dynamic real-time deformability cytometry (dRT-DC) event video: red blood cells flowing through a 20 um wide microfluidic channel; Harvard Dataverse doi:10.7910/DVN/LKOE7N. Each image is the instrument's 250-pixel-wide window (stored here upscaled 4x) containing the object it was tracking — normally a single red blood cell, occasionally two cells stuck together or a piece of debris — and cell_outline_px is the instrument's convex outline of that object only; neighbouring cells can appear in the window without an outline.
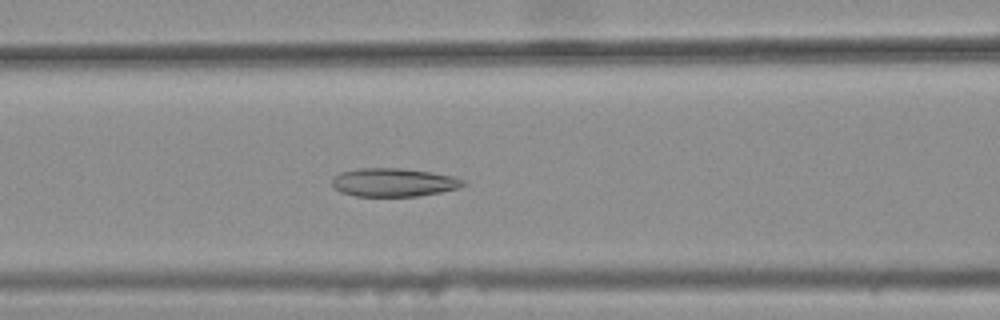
{"species": "common noctule bat (a hibernating species)", "species_latin": "Nyctalus noctula", "temperature_condition": "warm", "stored_images_in_passage": 43, "camera_frame_rate_fps": 3000, "um_per_image_px": 0.085, "animal": {"sex": "female", "body_mass_g": 25.1}, "frame": {"image": 1, "passage_image": 21, "time_ms": 6.667, "image_size_px": [1000, 320], "cell_outline_px": [[468, 184], [460, 188], [440, 192], [416, 196], [356, 196], [340, 192], [332, 184], [332, 176], [340, 172], [356, 168], [400, 168], [432, 172], [456, 176], [464, 180]], "centroid_in_image_um": [33.48, 15.49], "position_along_channel_um": 133.1, "area_um2": 21.96}}
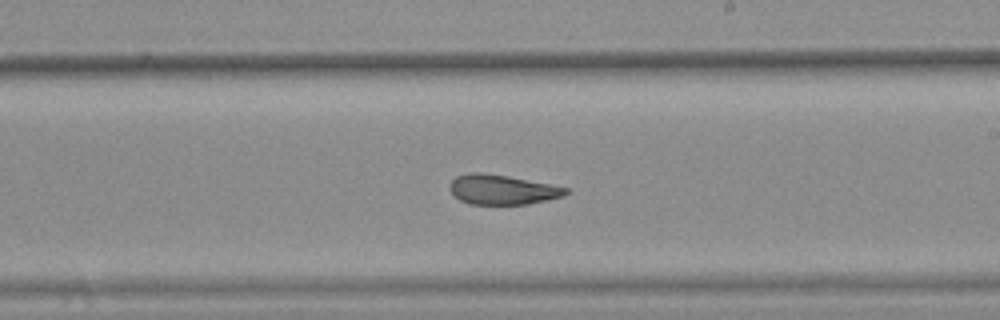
{"frame": {"image": 2, "passage_image": 30, "time_ms": 9.667, "image_size_px": [1000, 320], "cell_outline_px": [[568, 192], [564, 196], [528, 204], [468, 204], [452, 196], [448, 188], [448, 184], [456, 176], [468, 172], [480, 172], [508, 176], [568, 188]], "centroid_in_image_um": [42.61, 16.12], "position_along_channel_um": 246.4, "area_um2": 20.23}}
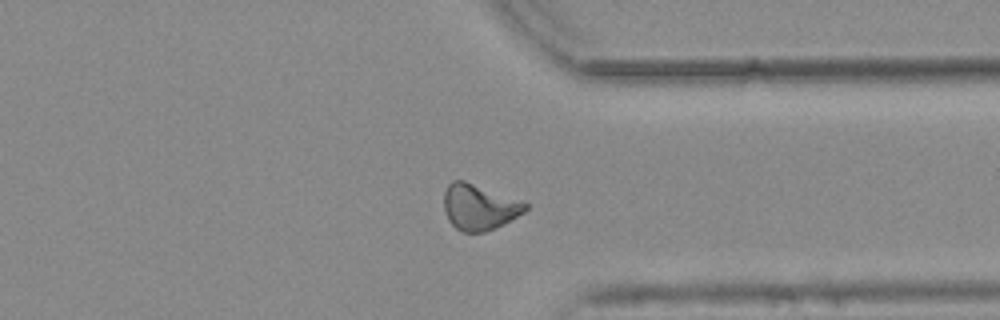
{"frame": {"image": 3, "passage_image": 40, "time_ms": 13.0, "image_size_px": [1000, 320], "cell_outline_px": [[528, 208], [524, 212], [504, 224], [496, 228], [484, 232], [464, 232], [456, 228], [448, 220], [444, 212], [444, 192], [448, 184], [452, 180], [464, 180], [528, 204]], "centroid_in_image_um": [40.69, 17.61], "position_along_channel_um": 370.7, "area_um2": 21.5}, "authors_computed_cell_mechanics": {"area_um2": 21.964, "velocity_mm_per_s": 3.7804, "shape_relaxation_time_tau1_ms": null, "shape_relaxation_time_tau2_ms": 2.4742, "deformation_change_tau1": null, "deformation_change_tau2": 0.098}}